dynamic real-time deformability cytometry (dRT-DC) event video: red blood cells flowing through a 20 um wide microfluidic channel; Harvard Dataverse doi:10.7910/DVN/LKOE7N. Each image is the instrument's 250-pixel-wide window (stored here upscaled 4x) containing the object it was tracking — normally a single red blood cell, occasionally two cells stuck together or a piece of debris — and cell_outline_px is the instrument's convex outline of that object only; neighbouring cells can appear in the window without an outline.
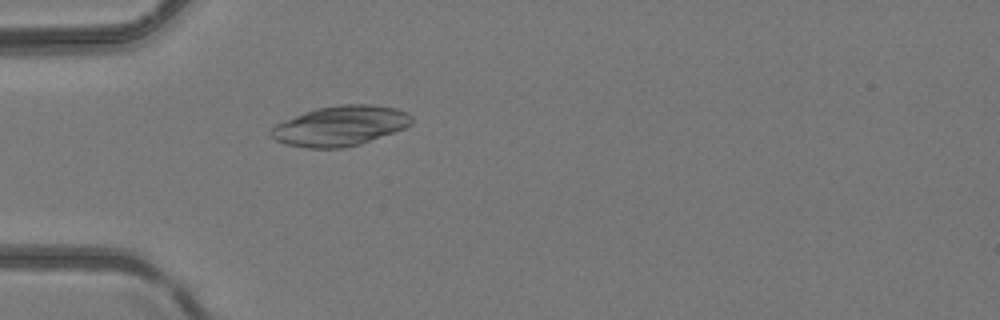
{"species": "common noctule bat (a hibernating species)", "species_latin": "Nyctalus noctula", "temperature_condition": "room temperature", "stored_images_in_passage": 1, "camera_frame_rate_fps": 3000, "um_per_image_px": 0.085, "animal": {"sex": "female", "body_mass_g": 24.6, "forearm_length_mm": 56.2}, "frame": {"image": 1, "passage_image": 1, "time_ms": 0.0, "image_size_px": [1000, 320], "cell_outline_px": [[412, 124], [404, 128], [360, 144], [344, 148], [308, 148], [288, 144], [276, 140], [268, 132], [276, 124], [304, 112], [316, 108], [340, 104], [368, 104], [396, 108], [408, 112], [412, 116]], "centroid_in_image_um": [28.94, 10.69], "position_along_channel_um": 56.1, "area_um2": 32.66}}